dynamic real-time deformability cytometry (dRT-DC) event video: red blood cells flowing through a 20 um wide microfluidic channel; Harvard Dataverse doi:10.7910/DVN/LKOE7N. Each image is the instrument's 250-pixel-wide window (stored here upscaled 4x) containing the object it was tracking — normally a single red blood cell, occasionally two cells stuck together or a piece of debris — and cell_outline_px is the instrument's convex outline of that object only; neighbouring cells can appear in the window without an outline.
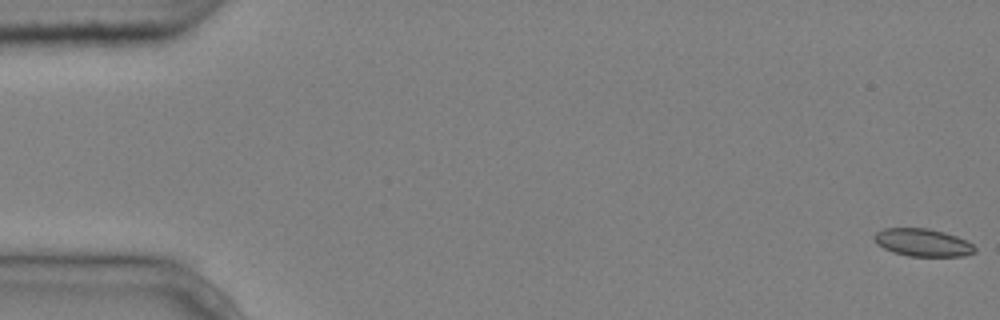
{"species": "common noctule bat (a hibernating species)", "species_latin": "Nyctalus noctula", "temperature_condition": "cold", "stored_images_in_passage": 4, "camera_frame_rate_fps": 3000, "um_per_image_px": 0.085, "animal": {"sex": "male", "body_mass_g": 20.4}, "frame": {"image": 1, "passage_image": 1, "time_ms": 0.0, "image_size_px": [1000, 320], "cell_outline_px": [[976, 252], [964, 256], [908, 256], [892, 252], [876, 244], [872, 236], [876, 232], [884, 228], [928, 228], [944, 232], [956, 236], [972, 244], [976, 248]], "centroid_in_image_um": [78.4, 20.61], "position_along_channel_um": 6.6, "area_um2": 16.3}}